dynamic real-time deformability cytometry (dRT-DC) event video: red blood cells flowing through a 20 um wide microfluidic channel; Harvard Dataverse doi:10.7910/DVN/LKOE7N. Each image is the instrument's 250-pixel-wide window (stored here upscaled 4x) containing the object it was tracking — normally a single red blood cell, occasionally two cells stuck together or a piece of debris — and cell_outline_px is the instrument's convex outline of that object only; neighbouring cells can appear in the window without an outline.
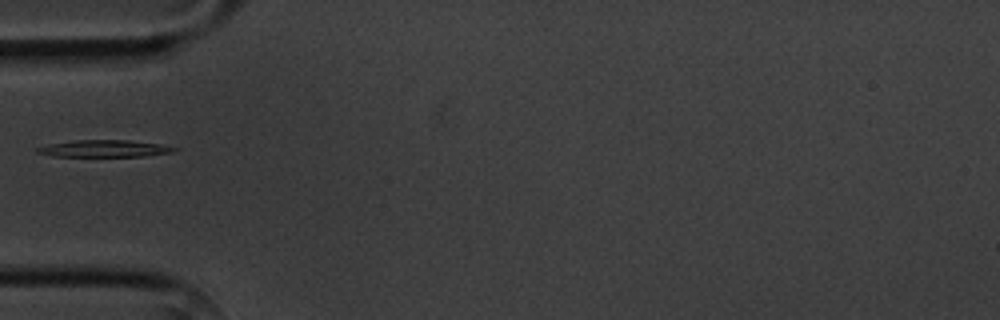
{"species": "common noctule bat (a hibernating species)", "species_latin": "Nyctalus noctula", "temperature_condition": "cold", "stored_images_in_passage": 2, "camera_frame_rate_fps": 3000, "um_per_image_px": 0.085, "animal": {"sex": "male", "body_mass_g": 20.1, "forearm_length_mm": 53.5}, "frame": {"image": 1, "passage_image": 2, "time_ms": 1.0, "image_size_px": [1000, 320], "cell_outline_px": [[180, 148], [172, 152], [144, 156], [52, 156], [36, 152], [36, 148], [48, 144], [76, 140], [128, 140], [160, 144]], "centroid_in_image_um": [8.87, 12.62], "position_along_channel_um": 76.1, "area_um2": 13.41}}